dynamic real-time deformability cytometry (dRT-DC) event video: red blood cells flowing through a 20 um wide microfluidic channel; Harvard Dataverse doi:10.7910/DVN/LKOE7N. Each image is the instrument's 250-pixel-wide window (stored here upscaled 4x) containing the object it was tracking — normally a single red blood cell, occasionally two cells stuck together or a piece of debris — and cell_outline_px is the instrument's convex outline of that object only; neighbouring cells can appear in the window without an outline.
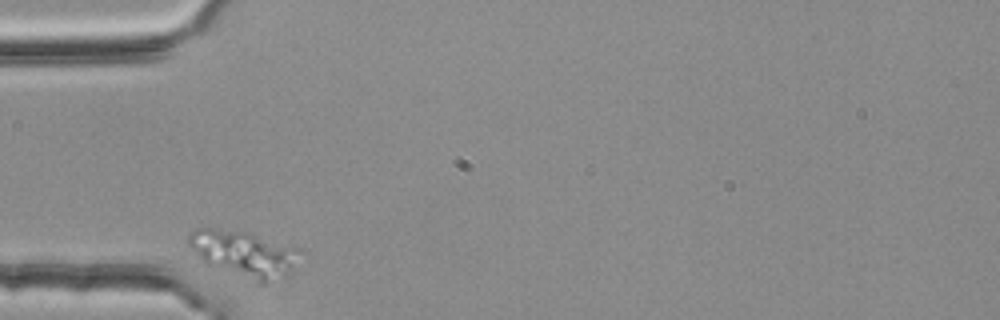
{"species": "common noctule bat (a hibernating species)", "species_latin": "Nyctalus noctula", "temperature_condition": "room temperature", "stored_images_in_passage": 31, "camera_frame_rate_fps": 3000, "um_per_image_px": 0.085, "animal": {"sex": "female", "body_mass_g": 25.1}, "frame": {"image": 1, "passage_image": 1, "time_ms": 0.0, "image_size_px": [1000, 320], "cell_outline_px": [[300, 248], [284, 276], [264, 284], [260, 284], [204, 264], [188, 244], [188, 232], [192, 228], [216, 228], [248, 232]], "centroid_in_image_um": [20.61, 21.55], "position_along_channel_um": 64.4, "area_um2": 29.65}}
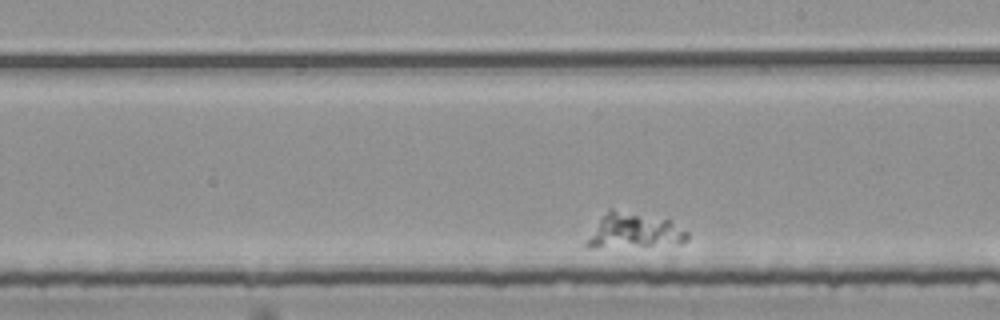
{"frame": {"image": 2, "passage_image": 18, "time_ms": 5.667, "image_size_px": [1000, 320], "cell_outline_px": [[688, 240], [680, 244], [592, 248], [588, 248], [584, 244], [584, 240], [608, 208], [612, 208], [668, 220], [688, 232]], "centroid_in_image_um": [53.83, 19.64], "position_along_channel_um": 235.2, "area_um2": 20.58}}
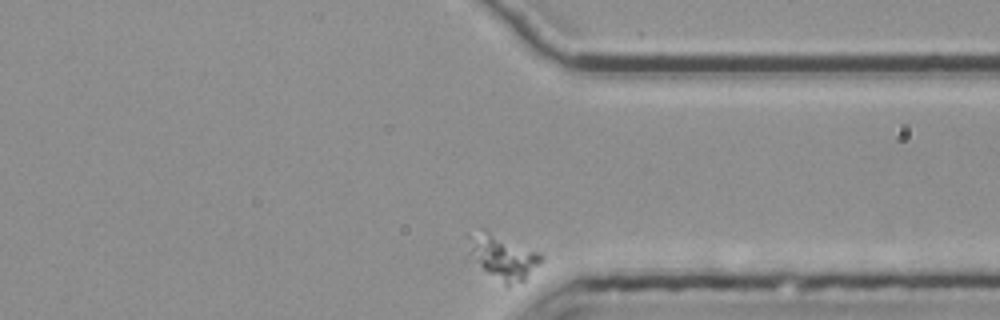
{"frame": {"image": 3, "passage_image": 31, "time_ms": 10.0, "image_size_px": [1000, 320], "cell_outline_px": [[544, 260], [524, 280], [508, 288], [472, 260], [468, 252], [464, 232], [480, 228], [484, 228], [540, 252], [544, 256]], "centroid_in_image_um": [42.67, 21.78], "position_along_channel_um": 368.7, "area_um2": 19.88}}